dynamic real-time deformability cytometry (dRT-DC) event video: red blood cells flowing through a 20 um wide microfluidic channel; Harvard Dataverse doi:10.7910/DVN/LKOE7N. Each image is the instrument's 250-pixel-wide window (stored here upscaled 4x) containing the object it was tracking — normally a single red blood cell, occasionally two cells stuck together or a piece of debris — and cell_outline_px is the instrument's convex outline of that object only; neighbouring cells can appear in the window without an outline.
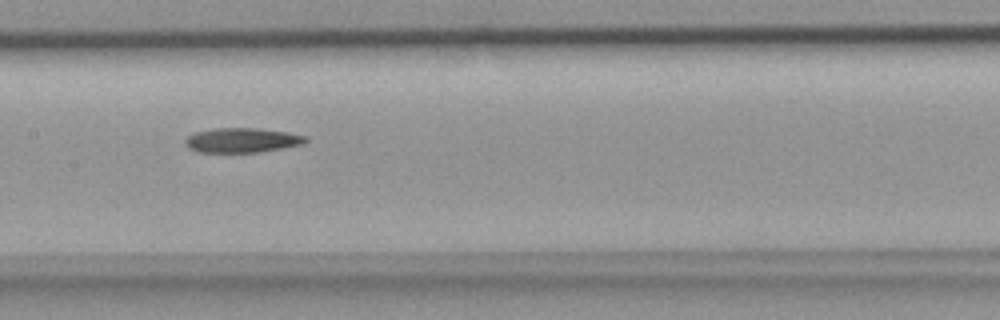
{"species": "common noctule bat (a hibernating species)", "species_latin": "Nyctalus noctula", "temperature_condition": "room temperature", "stored_images_in_passage": 7, "camera_frame_rate_fps": 3000, "um_per_image_px": 0.085, "animal": {"sex": "female", "body_mass_g": 18.4}, "frame": {"image": 1, "passage_image": 7, "time_ms": 2.0, "image_size_px": [1000, 320], "cell_outline_px": [[308, 140], [304, 144], [284, 148], [260, 152], [196, 152], [188, 148], [184, 144], [184, 140], [188, 136], [196, 132], [216, 128], [256, 128], [288, 132], [308, 136]], "centroid_in_image_um": [20.59, 11.92], "position_along_channel_um": 186.8, "area_um2": 17.46}}